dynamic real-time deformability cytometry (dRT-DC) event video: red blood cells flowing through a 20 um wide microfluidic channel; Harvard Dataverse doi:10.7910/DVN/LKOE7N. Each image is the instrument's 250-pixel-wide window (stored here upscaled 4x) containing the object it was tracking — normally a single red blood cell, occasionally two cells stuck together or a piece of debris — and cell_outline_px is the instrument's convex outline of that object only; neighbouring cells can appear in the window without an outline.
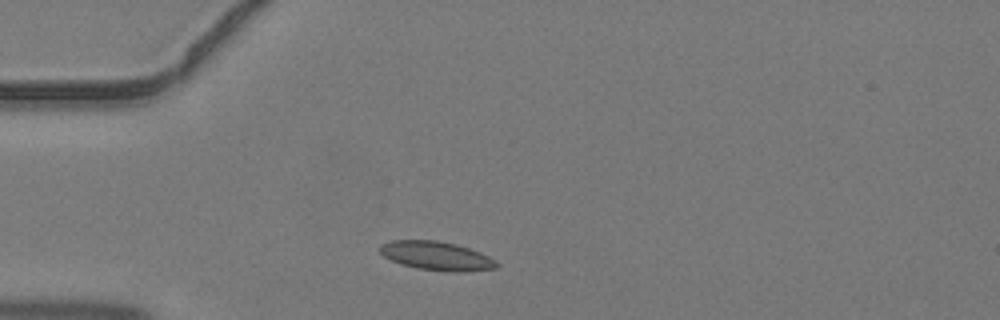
{"species": "common noctule bat (a hibernating species)", "species_latin": "Nyctalus noctula", "temperature_condition": "warm", "stored_images_in_passage": 1, "camera_frame_rate_fps": 3000, "um_per_image_px": 0.085, "animal": {"sex": "male", "body_mass_g": 19.2, "forearm_length_mm": 51.8}, "frame": {"image": 1, "passage_image": 1, "time_ms": 0.0, "image_size_px": [1000, 320], "cell_outline_px": [[500, 264], [496, 268], [464, 272], [452, 272], [416, 268], [400, 264], [384, 256], [380, 252], [380, 244], [392, 240], [436, 240], [456, 244], [480, 252], [496, 260]], "centroid_in_image_um": [37.12, 21.75], "position_along_channel_um": 47.9, "area_um2": 19.65}}